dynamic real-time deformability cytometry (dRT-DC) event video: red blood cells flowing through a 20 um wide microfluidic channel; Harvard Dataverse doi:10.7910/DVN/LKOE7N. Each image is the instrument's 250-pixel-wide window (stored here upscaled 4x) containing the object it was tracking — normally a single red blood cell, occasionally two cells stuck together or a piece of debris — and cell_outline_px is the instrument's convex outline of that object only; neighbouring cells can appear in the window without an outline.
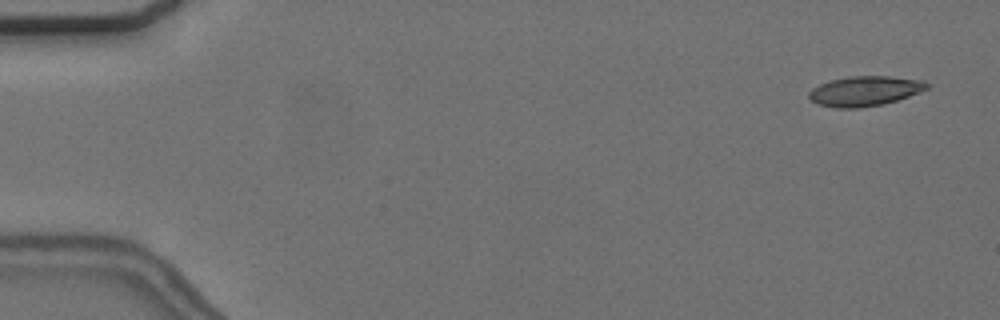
{"species": "common noctule bat (a hibernating species)", "species_latin": "Nyctalus noctula", "temperature_condition": "cold", "stored_images_in_passage": 56, "camera_frame_rate_fps": 3000, "um_per_image_px": 0.085, "animal": {"sex": "female", "body_mass_g": 24.6, "forearm_length_mm": 56.2}, "frame": {"image": 1, "passage_image": 3, "time_ms": 0.667, "image_size_px": [1000, 320], "cell_outline_px": [[928, 88], [908, 96], [884, 104], [860, 108], [836, 108], [816, 104], [808, 96], [808, 92], [812, 88], [820, 84], [832, 80], [848, 76], [888, 76], [924, 80], [928, 84]], "centroid_in_image_um": [73.48, 7.74], "position_along_channel_um": 11.5, "area_um2": 20.52}}
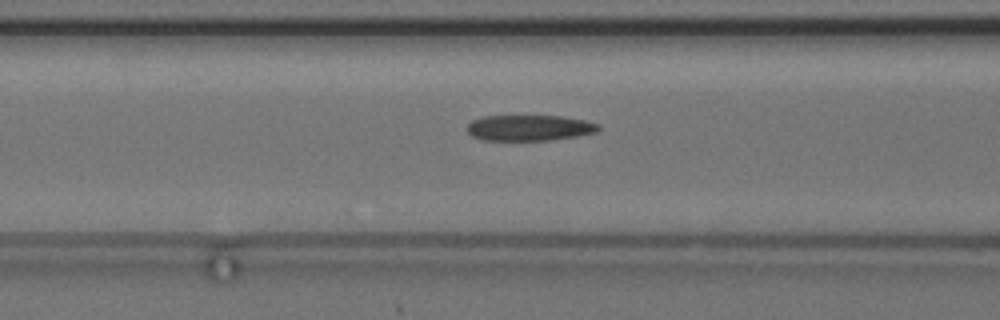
{"frame": {"image": 2, "passage_image": 23, "time_ms": 7.333, "image_size_px": [1000, 320], "cell_outline_px": [[600, 128], [596, 132], [580, 136], [552, 140], [484, 140], [472, 136], [468, 132], [468, 124], [472, 120], [484, 116], [564, 116], [584, 120], [600, 124]], "centroid_in_image_um": [45.04, 10.87], "position_along_channel_um": 121.6, "area_um2": 19.83}}
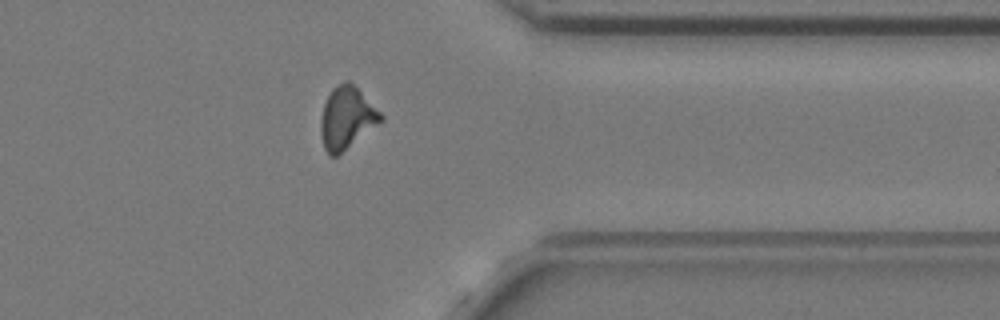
{"frame": {"image": 3, "passage_image": 45, "time_ms": 14.667, "image_size_px": [1000, 320], "cell_outline_px": [[384, 120], [336, 156], [328, 156], [324, 148], [320, 132], [320, 120], [324, 104], [332, 88], [344, 80], [348, 80], [384, 116]], "centroid_in_image_um": [29.44, 10.03], "position_along_channel_um": 382.0, "area_um2": 21.44}, "authors_computed_cell_mechanics": {"area_um2": 20.519, "velocity_mm_per_s": 3.6651, "shape_relaxation_time_tau1_ms": 9.5299, "shape_relaxation_time_tau2_ms": 2.0942, "deformation_change_tau1": 0.2332, "deformation_change_tau2": 0.1088}}